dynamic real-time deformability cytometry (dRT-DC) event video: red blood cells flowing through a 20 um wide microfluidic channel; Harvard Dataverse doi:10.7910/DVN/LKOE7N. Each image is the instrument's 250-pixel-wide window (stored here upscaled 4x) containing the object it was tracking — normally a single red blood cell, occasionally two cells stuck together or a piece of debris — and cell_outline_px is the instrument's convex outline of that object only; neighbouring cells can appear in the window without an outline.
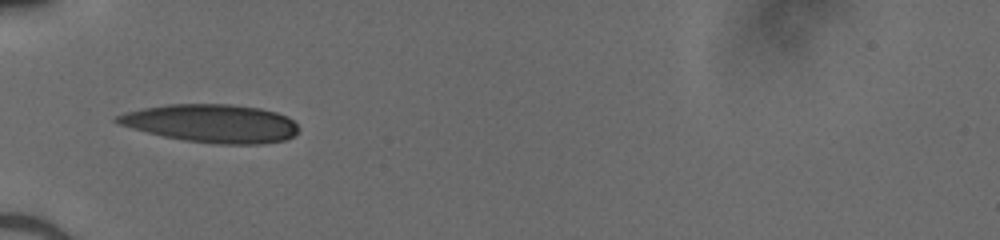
{"species": "human", "species_latin": "Homo sapiens", "temperature_condition": "cold", "stored_images_in_passage": 33, "camera_frame_rate_fps": 3000, "um_per_image_px": 0.085, "donor": {"sex": "male"}, "frame": {"image": 1, "passage_image": 1, "time_ms": 0.0, "image_size_px": [1000, 240], "cell_outline_px": [[300, 128], [288, 140], [260, 144], [216, 144], [184, 140], [164, 136], [116, 124], [112, 120], [116, 116], [124, 112], [144, 108], [168, 104], [228, 104], [260, 108], [276, 112], [288, 116]], "centroid_in_image_um": [17.98, 10.49], "position_along_channel_um": 67.0, "area_um2": 40.46}}
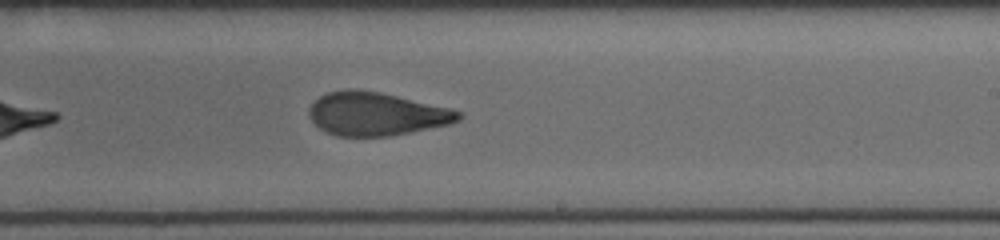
{"frame": {"image": 2, "passage_image": 15, "time_ms": 4.667, "image_size_px": [1000, 240], "cell_outline_px": [[464, 116], [460, 120], [448, 124], [388, 136], [336, 136], [320, 128], [308, 116], [308, 108], [320, 96], [328, 92], [348, 88], [352, 88], [380, 92], [452, 108], [460, 112]], "centroid_in_image_um": [31.98, 9.67], "position_along_channel_um": 257.0, "area_um2": 37.57}}
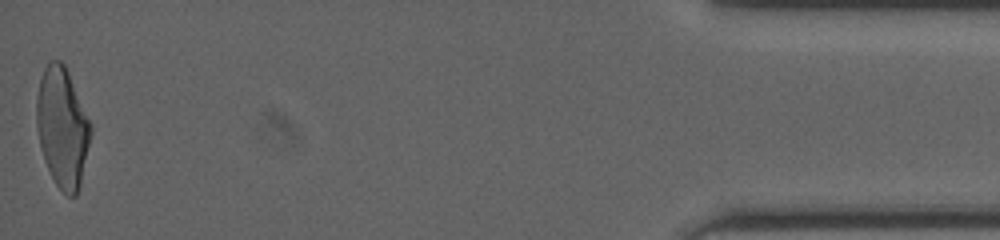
{"frame": {"image": 3, "passage_image": 33, "time_ms": 10.667, "image_size_px": [1000, 240], "cell_outline_px": [[92, 132], [80, 184], [76, 196], [68, 196], [56, 184], [44, 160], [40, 144], [36, 124], [36, 96], [40, 80], [44, 68], [52, 60], [60, 60], [64, 64], [68, 72], [92, 124]], "centroid_in_image_um": [5.3, 10.81], "position_along_channel_um": 429.9, "area_um2": 37.57}}